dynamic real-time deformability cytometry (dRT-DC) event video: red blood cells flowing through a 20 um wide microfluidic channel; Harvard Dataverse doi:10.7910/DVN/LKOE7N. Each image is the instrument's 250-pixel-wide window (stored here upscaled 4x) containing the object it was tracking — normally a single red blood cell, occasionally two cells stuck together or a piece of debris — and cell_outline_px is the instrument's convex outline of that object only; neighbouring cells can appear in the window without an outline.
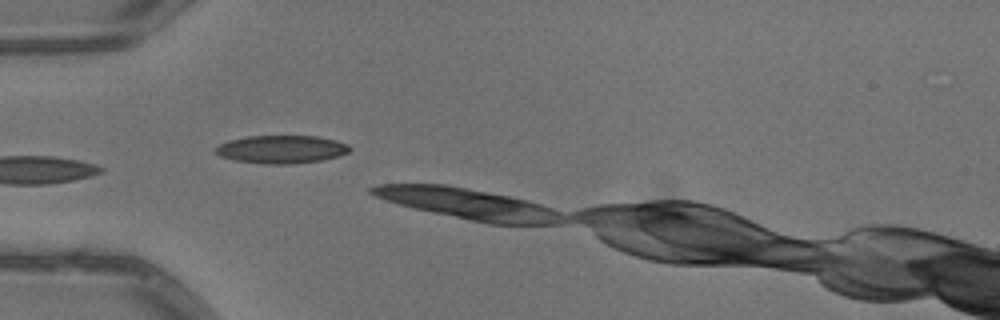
{"species": "common noctule bat (a hibernating species)", "species_latin": "Nyctalus noctula", "temperature_condition": "warm", "stored_images_in_passage": 6, "camera_frame_rate_fps": 3000, "um_per_image_px": 0.085, "animal": {"sex": "male", "body_mass_g": 13.3}, "frame": {"image": 1, "passage_image": 2, "time_ms": 0.333, "image_size_px": [1000, 320], "cell_outline_px": [[352, 148], [348, 152], [340, 156], [324, 160], [292, 164], [264, 164], [236, 160], [220, 156], [212, 148], [228, 140], [248, 136], [320, 136], [336, 140], [348, 144]], "centroid_in_image_um": [23.95, 12.69], "position_along_channel_um": 61.0, "area_um2": 22.14}}
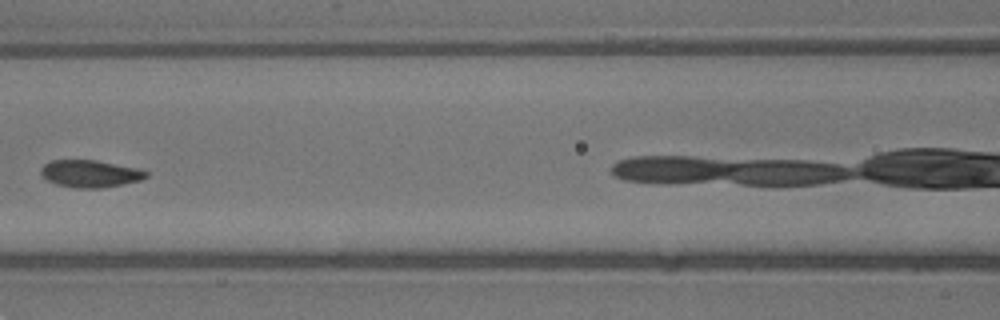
{"frame": {"image": 2, "passage_image": 5, "time_ms": 1.333, "image_size_px": [1000, 320], "cell_outline_px": [[148, 176], [140, 180], [124, 184], [104, 188], [76, 188], [56, 184], [48, 180], [40, 172], [40, 168], [44, 164], [52, 160], [96, 160], [140, 168], [148, 172]], "centroid_in_image_um": [7.69, 14.76], "position_along_channel_um": 158.9, "area_um2": 16.82}}
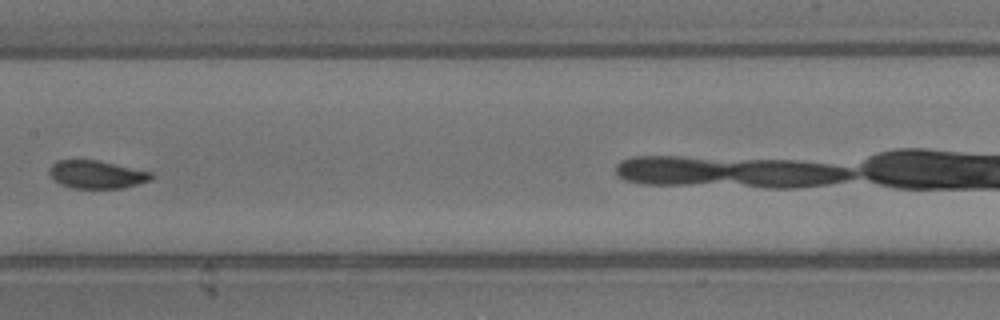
{"frame": {"image": 3, "passage_image": 6, "time_ms": 1.667, "image_size_px": [1000, 320], "cell_outline_px": [[156, 176], [152, 180], [120, 188], [72, 188], [60, 184], [52, 180], [48, 176], [48, 168], [56, 160], [96, 160], [152, 172]], "centroid_in_image_um": [8.17, 14.83], "position_along_channel_um": 199.2, "area_um2": 16.76}}